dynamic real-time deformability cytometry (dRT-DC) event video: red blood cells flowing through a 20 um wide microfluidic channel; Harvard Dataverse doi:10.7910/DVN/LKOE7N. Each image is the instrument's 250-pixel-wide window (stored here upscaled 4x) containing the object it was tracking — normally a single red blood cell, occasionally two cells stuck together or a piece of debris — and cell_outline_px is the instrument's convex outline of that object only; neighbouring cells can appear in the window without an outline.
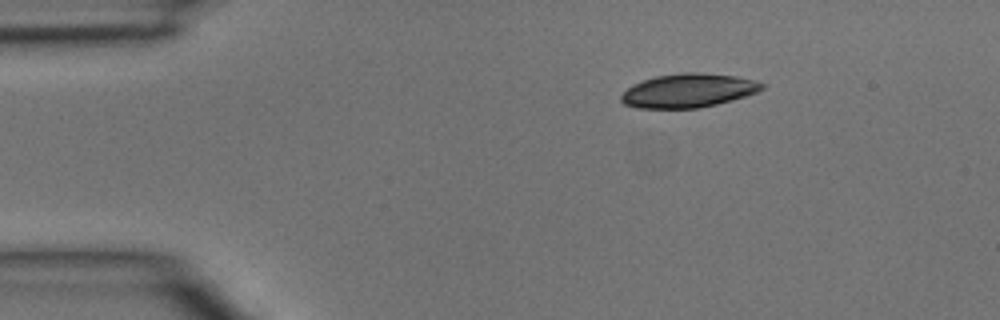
{"species": "common noctule bat (a hibernating species)", "species_latin": "Nyctalus noctula", "temperature_condition": "room temperature", "stored_images_in_passage": 3, "camera_frame_rate_fps": 3000, "um_per_image_px": 0.085, "animal": {"sex": "male", "body_mass_g": 15.6}, "frame": {"image": 1, "passage_image": 1, "time_ms": 0.0, "image_size_px": [1000, 320], "cell_outline_px": [[764, 88], [756, 92], [732, 100], [716, 104], [696, 108], [636, 108], [624, 104], [620, 100], [620, 96], [628, 88], [644, 80], [656, 76], [684, 72], [700, 72], [736, 76], [752, 80], [764, 84]], "centroid_in_image_um": [58.49, 7.7], "position_along_channel_um": 26.5, "area_um2": 27.46}}
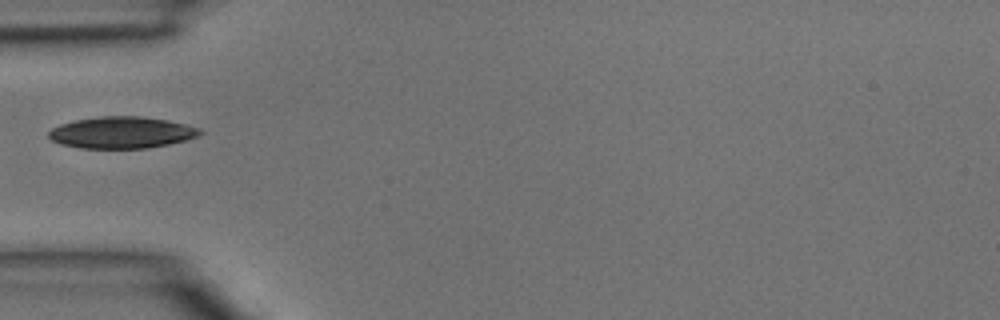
{"frame": {"image": 2, "passage_image": 3, "time_ms": 0.667, "image_size_px": [1000, 320], "cell_outline_px": [[204, 132], [200, 136], [188, 140], [148, 148], [84, 148], [64, 144], [52, 140], [48, 136], [48, 132], [52, 128], [60, 124], [76, 120], [100, 116], [140, 116], [168, 120], [200, 128]], "centroid_in_image_um": [10.4, 11.26], "position_along_channel_um": 74.6, "area_um2": 27.86}}